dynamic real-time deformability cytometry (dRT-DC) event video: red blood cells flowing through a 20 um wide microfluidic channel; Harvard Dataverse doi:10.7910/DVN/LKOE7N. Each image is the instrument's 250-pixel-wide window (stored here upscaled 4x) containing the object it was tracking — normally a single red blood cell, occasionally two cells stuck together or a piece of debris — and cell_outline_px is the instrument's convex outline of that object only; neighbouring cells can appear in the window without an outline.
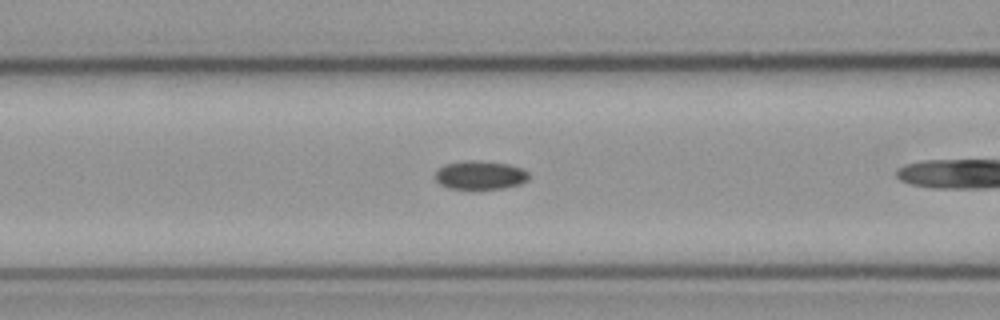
{"species": "common noctule bat (a hibernating species)", "species_latin": "Nyctalus noctula", "temperature_condition": "cold", "stored_images_in_passage": 23, "segment_of_instrument_passage": [2, 2], "camera_frame_rate_fps": 3000, "um_per_image_px": 0.085, "animal": {"sex": "male", "body_mass_g": 23.1, "forearm_length_mm": 52.7}, "frame": {"image": 1, "passage_image": 9, "time_ms": 2.667, "image_size_px": [1000, 320], "cell_outline_px": [[528, 180], [520, 184], [504, 188], [448, 188], [440, 184], [436, 180], [436, 172], [444, 164], [464, 160], [476, 160], [508, 164], [520, 168], [528, 172]], "centroid_in_image_um": [40.81, 14.87], "position_along_channel_um": 125.8, "area_um2": 15.43}}
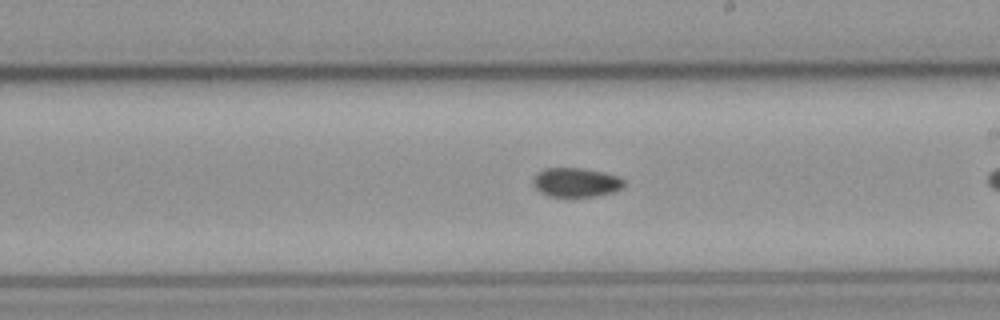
{"frame": {"image": 2, "passage_image": 18, "time_ms": 5.667, "image_size_px": [1000, 320], "cell_outline_px": [[624, 184], [620, 188], [612, 192], [596, 196], [548, 196], [540, 192], [532, 184], [532, 180], [536, 172], [544, 168], [580, 168], [604, 172], [620, 176], [624, 180]], "centroid_in_image_um": [48.93, 15.49], "position_along_channel_um": 240.1, "area_um2": 15.49}}
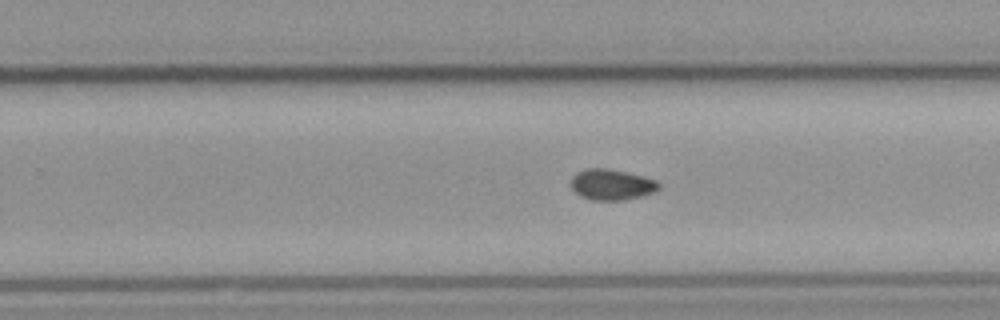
{"frame": {"image": 3, "passage_image": 21, "time_ms": 6.667, "image_size_px": [1000, 320], "cell_outline_px": [[660, 188], [656, 192], [624, 200], [592, 200], [580, 196], [568, 184], [572, 176], [576, 172], [584, 168], [608, 168], [628, 172], [644, 176], [656, 180], [660, 184]], "centroid_in_image_um": [51.97, 15.67], "position_along_channel_um": 277.8, "area_um2": 16.13}}